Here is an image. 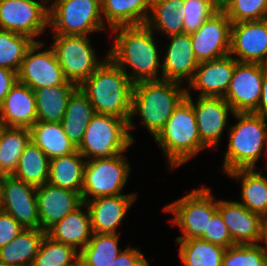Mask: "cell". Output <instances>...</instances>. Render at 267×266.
Returning a JSON list of instances; mask_svg holds the SVG:
<instances>
[{
	"mask_svg": "<svg viewBox=\"0 0 267 266\" xmlns=\"http://www.w3.org/2000/svg\"><path fill=\"white\" fill-rule=\"evenodd\" d=\"M168 38L171 41L163 54L160 77L168 81L183 83L185 80L189 83L199 65L193 51L191 35L182 33Z\"/></svg>",
	"mask_w": 267,
	"mask_h": 266,
	"instance_id": "ffe728a7",
	"label": "cell"
},
{
	"mask_svg": "<svg viewBox=\"0 0 267 266\" xmlns=\"http://www.w3.org/2000/svg\"><path fill=\"white\" fill-rule=\"evenodd\" d=\"M237 123L229 127L228 150L223 173L239 169H257L267 140V118L253 112L234 113Z\"/></svg>",
	"mask_w": 267,
	"mask_h": 266,
	"instance_id": "5b68a950",
	"label": "cell"
},
{
	"mask_svg": "<svg viewBox=\"0 0 267 266\" xmlns=\"http://www.w3.org/2000/svg\"><path fill=\"white\" fill-rule=\"evenodd\" d=\"M17 80V73L15 71L0 67V104Z\"/></svg>",
	"mask_w": 267,
	"mask_h": 266,
	"instance_id": "f6af8a7d",
	"label": "cell"
},
{
	"mask_svg": "<svg viewBox=\"0 0 267 266\" xmlns=\"http://www.w3.org/2000/svg\"><path fill=\"white\" fill-rule=\"evenodd\" d=\"M77 88L76 84H60L33 90L36 99L37 121L60 123L69 98Z\"/></svg>",
	"mask_w": 267,
	"mask_h": 266,
	"instance_id": "4316f807",
	"label": "cell"
},
{
	"mask_svg": "<svg viewBox=\"0 0 267 266\" xmlns=\"http://www.w3.org/2000/svg\"><path fill=\"white\" fill-rule=\"evenodd\" d=\"M36 198L40 229L45 232L83 203L79 193L48 182L36 187Z\"/></svg>",
	"mask_w": 267,
	"mask_h": 266,
	"instance_id": "ac0fdd59",
	"label": "cell"
},
{
	"mask_svg": "<svg viewBox=\"0 0 267 266\" xmlns=\"http://www.w3.org/2000/svg\"><path fill=\"white\" fill-rule=\"evenodd\" d=\"M237 62L231 55L200 62L186 88L199 91V97H224Z\"/></svg>",
	"mask_w": 267,
	"mask_h": 266,
	"instance_id": "d6986e66",
	"label": "cell"
},
{
	"mask_svg": "<svg viewBox=\"0 0 267 266\" xmlns=\"http://www.w3.org/2000/svg\"><path fill=\"white\" fill-rule=\"evenodd\" d=\"M85 206L83 202L77 209L68 213L62 220L50 227L46 235L80 252L93 235L89 210ZM83 207L86 211H83Z\"/></svg>",
	"mask_w": 267,
	"mask_h": 266,
	"instance_id": "cb8c5ba5",
	"label": "cell"
},
{
	"mask_svg": "<svg viewBox=\"0 0 267 266\" xmlns=\"http://www.w3.org/2000/svg\"><path fill=\"white\" fill-rule=\"evenodd\" d=\"M43 46L44 43L39 41L34 42L28 49L17 72L18 81L32 90L60 84H73L66 80L54 49L47 47V50L40 52Z\"/></svg>",
	"mask_w": 267,
	"mask_h": 266,
	"instance_id": "7c38bea8",
	"label": "cell"
},
{
	"mask_svg": "<svg viewBox=\"0 0 267 266\" xmlns=\"http://www.w3.org/2000/svg\"><path fill=\"white\" fill-rule=\"evenodd\" d=\"M48 26L53 34L89 36L106 29L101 0H49Z\"/></svg>",
	"mask_w": 267,
	"mask_h": 266,
	"instance_id": "8992f818",
	"label": "cell"
},
{
	"mask_svg": "<svg viewBox=\"0 0 267 266\" xmlns=\"http://www.w3.org/2000/svg\"><path fill=\"white\" fill-rule=\"evenodd\" d=\"M261 241H264L263 243H265V244H263V245L260 244L259 242H261ZM258 244L262 250V253L265 257V261L267 264V220L263 223Z\"/></svg>",
	"mask_w": 267,
	"mask_h": 266,
	"instance_id": "7dc6e473",
	"label": "cell"
},
{
	"mask_svg": "<svg viewBox=\"0 0 267 266\" xmlns=\"http://www.w3.org/2000/svg\"><path fill=\"white\" fill-rule=\"evenodd\" d=\"M1 210L25 229H40L36 186L11 176L0 177Z\"/></svg>",
	"mask_w": 267,
	"mask_h": 266,
	"instance_id": "4fadbf2b",
	"label": "cell"
},
{
	"mask_svg": "<svg viewBox=\"0 0 267 266\" xmlns=\"http://www.w3.org/2000/svg\"><path fill=\"white\" fill-rule=\"evenodd\" d=\"M34 42L26 35L0 29V67L17 73L26 52Z\"/></svg>",
	"mask_w": 267,
	"mask_h": 266,
	"instance_id": "8d00e7d4",
	"label": "cell"
},
{
	"mask_svg": "<svg viewBox=\"0 0 267 266\" xmlns=\"http://www.w3.org/2000/svg\"><path fill=\"white\" fill-rule=\"evenodd\" d=\"M109 266H150L144 254L137 248L127 247Z\"/></svg>",
	"mask_w": 267,
	"mask_h": 266,
	"instance_id": "ee69618b",
	"label": "cell"
},
{
	"mask_svg": "<svg viewBox=\"0 0 267 266\" xmlns=\"http://www.w3.org/2000/svg\"><path fill=\"white\" fill-rule=\"evenodd\" d=\"M36 121L34 91L17 80L0 104V125L30 129Z\"/></svg>",
	"mask_w": 267,
	"mask_h": 266,
	"instance_id": "603a6c76",
	"label": "cell"
},
{
	"mask_svg": "<svg viewBox=\"0 0 267 266\" xmlns=\"http://www.w3.org/2000/svg\"><path fill=\"white\" fill-rule=\"evenodd\" d=\"M222 266H267L259 244H235L225 250Z\"/></svg>",
	"mask_w": 267,
	"mask_h": 266,
	"instance_id": "60d3db41",
	"label": "cell"
},
{
	"mask_svg": "<svg viewBox=\"0 0 267 266\" xmlns=\"http://www.w3.org/2000/svg\"><path fill=\"white\" fill-rule=\"evenodd\" d=\"M229 55L238 62L267 64V19L232 23Z\"/></svg>",
	"mask_w": 267,
	"mask_h": 266,
	"instance_id": "e0dca14e",
	"label": "cell"
},
{
	"mask_svg": "<svg viewBox=\"0 0 267 266\" xmlns=\"http://www.w3.org/2000/svg\"><path fill=\"white\" fill-rule=\"evenodd\" d=\"M101 9L104 24L111 30L144 25L150 14L151 0H101Z\"/></svg>",
	"mask_w": 267,
	"mask_h": 266,
	"instance_id": "d4e9b609",
	"label": "cell"
},
{
	"mask_svg": "<svg viewBox=\"0 0 267 266\" xmlns=\"http://www.w3.org/2000/svg\"><path fill=\"white\" fill-rule=\"evenodd\" d=\"M232 22L219 8L191 35L198 62L216 60L229 55Z\"/></svg>",
	"mask_w": 267,
	"mask_h": 266,
	"instance_id": "5bb4252c",
	"label": "cell"
},
{
	"mask_svg": "<svg viewBox=\"0 0 267 266\" xmlns=\"http://www.w3.org/2000/svg\"><path fill=\"white\" fill-rule=\"evenodd\" d=\"M220 8L232 23L267 19V0H223Z\"/></svg>",
	"mask_w": 267,
	"mask_h": 266,
	"instance_id": "f35d334b",
	"label": "cell"
},
{
	"mask_svg": "<svg viewBox=\"0 0 267 266\" xmlns=\"http://www.w3.org/2000/svg\"><path fill=\"white\" fill-rule=\"evenodd\" d=\"M154 140L160 145L170 169L183 165L200 151L207 149L201 143L193 106L186 97L175 108Z\"/></svg>",
	"mask_w": 267,
	"mask_h": 266,
	"instance_id": "277c9868",
	"label": "cell"
},
{
	"mask_svg": "<svg viewBox=\"0 0 267 266\" xmlns=\"http://www.w3.org/2000/svg\"><path fill=\"white\" fill-rule=\"evenodd\" d=\"M256 169H239L226 173L241 182V202L249 211L267 220V176Z\"/></svg>",
	"mask_w": 267,
	"mask_h": 266,
	"instance_id": "484cf974",
	"label": "cell"
},
{
	"mask_svg": "<svg viewBox=\"0 0 267 266\" xmlns=\"http://www.w3.org/2000/svg\"><path fill=\"white\" fill-rule=\"evenodd\" d=\"M46 232L23 229L8 244L0 248V263L8 266H31Z\"/></svg>",
	"mask_w": 267,
	"mask_h": 266,
	"instance_id": "f546056e",
	"label": "cell"
},
{
	"mask_svg": "<svg viewBox=\"0 0 267 266\" xmlns=\"http://www.w3.org/2000/svg\"><path fill=\"white\" fill-rule=\"evenodd\" d=\"M219 8L218 0H184V33H194Z\"/></svg>",
	"mask_w": 267,
	"mask_h": 266,
	"instance_id": "ab89813d",
	"label": "cell"
},
{
	"mask_svg": "<svg viewBox=\"0 0 267 266\" xmlns=\"http://www.w3.org/2000/svg\"><path fill=\"white\" fill-rule=\"evenodd\" d=\"M116 33L108 57L123 70L134 84L140 81L161 80L160 53L154 32L146 25L120 26L110 30ZM131 68V72L126 71ZM160 69V70H159Z\"/></svg>",
	"mask_w": 267,
	"mask_h": 266,
	"instance_id": "6da1fadb",
	"label": "cell"
},
{
	"mask_svg": "<svg viewBox=\"0 0 267 266\" xmlns=\"http://www.w3.org/2000/svg\"><path fill=\"white\" fill-rule=\"evenodd\" d=\"M220 213L235 244H258L263 223L260 214L249 211L239 201L217 200Z\"/></svg>",
	"mask_w": 267,
	"mask_h": 266,
	"instance_id": "44dd1931",
	"label": "cell"
},
{
	"mask_svg": "<svg viewBox=\"0 0 267 266\" xmlns=\"http://www.w3.org/2000/svg\"><path fill=\"white\" fill-rule=\"evenodd\" d=\"M95 115L90 100L78 87L70 96L62 121L63 131L69 140L76 146L83 140L87 125Z\"/></svg>",
	"mask_w": 267,
	"mask_h": 266,
	"instance_id": "f1b7e54d",
	"label": "cell"
},
{
	"mask_svg": "<svg viewBox=\"0 0 267 266\" xmlns=\"http://www.w3.org/2000/svg\"><path fill=\"white\" fill-rule=\"evenodd\" d=\"M133 83L109 57L79 86L95 113L129 121Z\"/></svg>",
	"mask_w": 267,
	"mask_h": 266,
	"instance_id": "3957f363",
	"label": "cell"
},
{
	"mask_svg": "<svg viewBox=\"0 0 267 266\" xmlns=\"http://www.w3.org/2000/svg\"><path fill=\"white\" fill-rule=\"evenodd\" d=\"M88 36L54 34L53 45L58 62L67 81L78 87L108 58L98 59Z\"/></svg>",
	"mask_w": 267,
	"mask_h": 266,
	"instance_id": "30bf717a",
	"label": "cell"
},
{
	"mask_svg": "<svg viewBox=\"0 0 267 266\" xmlns=\"http://www.w3.org/2000/svg\"><path fill=\"white\" fill-rule=\"evenodd\" d=\"M25 229L10 214L0 210V248L12 241Z\"/></svg>",
	"mask_w": 267,
	"mask_h": 266,
	"instance_id": "7bdbcfd3",
	"label": "cell"
},
{
	"mask_svg": "<svg viewBox=\"0 0 267 266\" xmlns=\"http://www.w3.org/2000/svg\"><path fill=\"white\" fill-rule=\"evenodd\" d=\"M31 266H80L79 252L45 235Z\"/></svg>",
	"mask_w": 267,
	"mask_h": 266,
	"instance_id": "74e56055",
	"label": "cell"
},
{
	"mask_svg": "<svg viewBox=\"0 0 267 266\" xmlns=\"http://www.w3.org/2000/svg\"><path fill=\"white\" fill-rule=\"evenodd\" d=\"M0 210H1V188H0Z\"/></svg>",
	"mask_w": 267,
	"mask_h": 266,
	"instance_id": "c3c4849f",
	"label": "cell"
},
{
	"mask_svg": "<svg viewBox=\"0 0 267 266\" xmlns=\"http://www.w3.org/2000/svg\"><path fill=\"white\" fill-rule=\"evenodd\" d=\"M267 118V64H263L262 94L257 109L253 112Z\"/></svg>",
	"mask_w": 267,
	"mask_h": 266,
	"instance_id": "bcb514c9",
	"label": "cell"
},
{
	"mask_svg": "<svg viewBox=\"0 0 267 266\" xmlns=\"http://www.w3.org/2000/svg\"><path fill=\"white\" fill-rule=\"evenodd\" d=\"M130 167L123 153L86 160L81 192L82 202L85 203L91 198L123 194L122 189L128 181Z\"/></svg>",
	"mask_w": 267,
	"mask_h": 266,
	"instance_id": "9c48e42d",
	"label": "cell"
},
{
	"mask_svg": "<svg viewBox=\"0 0 267 266\" xmlns=\"http://www.w3.org/2000/svg\"><path fill=\"white\" fill-rule=\"evenodd\" d=\"M190 92L187 89L186 98L193 106L201 143L206 148H217L224 128L228 125V116L235 112L223 97L198 96L197 102H194Z\"/></svg>",
	"mask_w": 267,
	"mask_h": 266,
	"instance_id": "2e32d148",
	"label": "cell"
},
{
	"mask_svg": "<svg viewBox=\"0 0 267 266\" xmlns=\"http://www.w3.org/2000/svg\"><path fill=\"white\" fill-rule=\"evenodd\" d=\"M134 142L125 119L113 115L97 114L86 127L77 150L84 159L112 157L125 152Z\"/></svg>",
	"mask_w": 267,
	"mask_h": 266,
	"instance_id": "52a82bcc",
	"label": "cell"
},
{
	"mask_svg": "<svg viewBox=\"0 0 267 266\" xmlns=\"http://www.w3.org/2000/svg\"><path fill=\"white\" fill-rule=\"evenodd\" d=\"M136 194H119L90 199L85 202L93 233L118 234L117 228L136 200Z\"/></svg>",
	"mask_w": 267,
	"mask_h": 266,
	"instance_id": "7402d4cb",
	"label": "cell"
},
{
	"mask_svg": "<svg viewBox=\"0 0 267 266\" xmlns=\"http://www.w3.org/2000/svg\"><path fill=\"white\" fill-rule=\"evenodd\" d=\"M48 1L0 0V29L23 34L39 42L38 36L49 27Z\"/></svg>",
	"mask_w": 267,
	"mask_h": 266,
	"instance_id": "8fae6325",
	"label": "cell"
},
{
	"mask_svg": "<svg viewBox=\"0 0 267 266\" xmlns=\"http://www.w3.org/2000/svg\"><path fill=\"white\" fill-rule=\"evenodd\" d=\"M30 132L31 140L49 159L69 155L77 150L63 131L61 123L36 121Z\"/></svg>",
	"mask_w": 267,
	"mask_h": 266,
	"instance_id": "1f68e13d",
	"label": "cell"
},
{
	"mask_svg": "<svg viewBox=\"0 0 267 266\" xmlns=\"http://www.w3.org/2000/svg\"><path fill=\"white\" fill-rule=\"evenodd\" d=\"M184 0H151L146 25L167 37L184 33ZM155 30L157 32H155Z\"/></svg>",
	"mask_w": 267,
	"mask_h": 266,
	"instance_id": "4dcf8cb0",
	"label": "cell"
},
{
	"mask_svg": "<svg viewBox=\"0 0 267 266\" xmlns=\"http://www.w3.org/2000/svg\"><path fill=\"white\" fill-rule=\"evenodd\" d=\"M119 235L93 233L88 244L79 252L80 266H109L121 253Z\"/></svg>",
	"mask_w": 267,
	"mask_h": 266,
	"instance_id": "d590c367",
	"label": "cell"
},
{
	"mask_svg": "<svg viewBox=\"0 0 267 266\" xmlns=\"http://www.w3.org/2000/svg\"><path fill=\"white\" fill-rule=\"evenodd\" d=\"M49 166L48 156L30 140L19 157L13 176L37 187L48 182Z\"/></svg>",
	"mask_w": 267,
	"mask_h": 266,
	"instance_id": "836d02e7",
	"label": "cell"
},
{
	"mask_svg": "<svg viewBox=\"0 0 267 266\" xmlns=\"http://www.w3.org/2000/svg\"><path fill=\"white\" fill-rule=\"evenodd\" d=\"M163 209L174 214L175 217L169 221L182 232V236L176 239H198L207 231L209 220L217 212V200L214 199L210 187L202 186Z\"/></svg>",
	"mask_w": 267,
	"mask_h": 266,
	"instance_id": "ba28073f",
	"label": "cell"
},
{
	"mask_svg": "<svg viewBox=\"0 0 267 266\" xmlns=\"http://www.w3.org/2000/svg\"><path fill=\"white\" fill-rule=\"evenodd\" d=\"M263 64L237 62L223 97L235 113L254 112L262 94Z\"/></svg>",
	"mask_w": 267,
	"mask_h": 266,
	"instance_id": "9a60e30c",
	"label": "cell"
},
{
	"mask_svg": "<svg viewBox=\"0 0 267 266\" xmlns=\"http://www.w3.org/2000/svg\"><path fill=\"white\" fill-rule=\"evenodd\" d=\"M30 140V129L0 125V177L15 173L19 157Z\"/></svg>",
	"mask_w": 267,
	"mask_h": 266,
	"instance_id": "d6a6232c",
	"label": "cell"
},
{
	"mask_svg": "<svg viewBox=\"0 0 267 266\" xmlns=\"http://www.w3.org/2000/svg\"><path fill=\"white\" fill-rule=\"evenodd\" d=\"M186 95L187 88H182L181 83L174 81L161 79L134 83L129 131L135 129L133 117L138 114L154 138Z\"/></svg>",
	"mask_w": 267,
	"mask_h": 266,
	"instance_id": "7a4b0ae2",
	"label": "cell"
},
{
	"mask_svg": "<svg viewBox=\"0 0 267 266\" xmlns=\"http://www.w3.org/2000/svg\"><path fill=\"white\" fill-rule=\"evenodd\" d=\"M75 152L50 159L48 183L81 195L86 159Z\"/></svg>",
	"mask_w": 267,
	"mask_h": 266,
	"instance_id": "83f0119b",
	"label": "cell"
},
{
	"mask_svg": "<svg viewBox=\"0 0 267 266\" xmlns=\"http://www.w3.org/2000/svg\"><path fill=\"white\" fill-rule=\"evenodd\" d=\"M200 239L224 248L235 245L229 230L218 211L209 220L207 231H204L203 236Z\"/></svg>",
	"mask_w": 267,
	"mask_h": 266,
	"instance_id": "b9f144b4",
	"label": "cell"
},
{
	"mask_svg": "<svg viewBox=\"0 0 267 266\" xmlns=\"http://www.w3.org/2000/svg\"><path fill=\"white\" fill-rule=\"evenodd\" d=\"M184 266H222L226 248L200 238L176 239Z\"/></svg>",
	"mask_w": 267,
	"mask_h": 266,
	"instance_id": "e575fe53",
	"label": "cell"
}]
</instances>
